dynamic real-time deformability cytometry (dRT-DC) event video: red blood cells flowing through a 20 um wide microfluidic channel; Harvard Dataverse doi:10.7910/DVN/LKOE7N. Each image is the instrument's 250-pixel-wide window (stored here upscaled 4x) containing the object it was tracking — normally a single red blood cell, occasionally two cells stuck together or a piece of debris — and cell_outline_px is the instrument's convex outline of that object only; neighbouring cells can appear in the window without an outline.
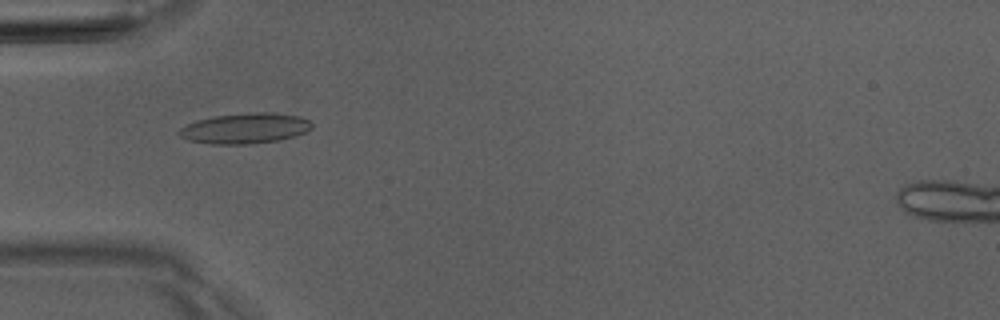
{"species": "Egyptian fruit bat (a non-hibernating species)", "species_latin": "Rousettus aegyptiacus", "temperature_condition": "room temperature", "stored_images_in_passage": 5, "camera_frame_rate_fps": 3000, "um_per_image_px": 0.085, "animal": {"sex": "male"}, "frame": {"image": 1, "passage_image": 5, "time_ms": 4.667, "image_size_px": [1000, 320], "cell_outline_px": [[312, 128], [304, 132], [292, 136], [276, 140], [252, 144], [212, 144], [188, 140], [180, 136], [176, 132], [180, 128], [196, 120], [212, 116], [252, 112], [268, 112], [300, 116], [308, 120], [312, 124]], "centroid_in_image_um": [20.78, 10.9], "position_along_channel_um": 64.2, "area_um2": 23.47}}